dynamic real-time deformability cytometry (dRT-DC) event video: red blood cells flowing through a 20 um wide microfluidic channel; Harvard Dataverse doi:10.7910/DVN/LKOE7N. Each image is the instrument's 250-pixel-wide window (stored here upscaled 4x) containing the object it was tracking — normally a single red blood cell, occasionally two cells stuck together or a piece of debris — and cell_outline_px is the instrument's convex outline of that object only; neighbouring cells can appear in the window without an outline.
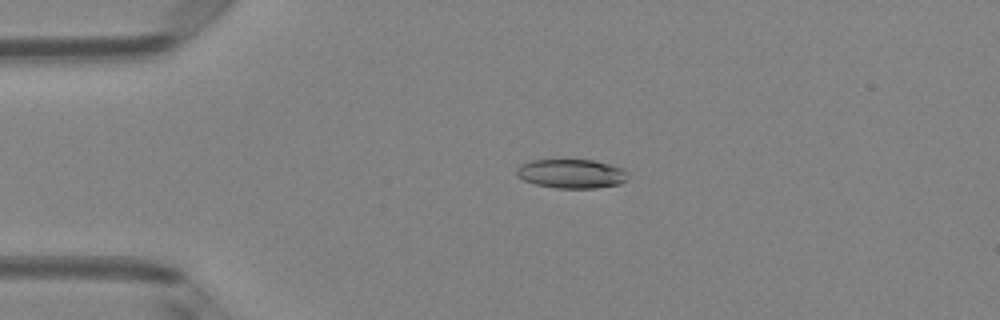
{"species": "Egyptian fruit bat (a non-hibernating species)", "species_latin": "Rousettus aegyptiacus", "temperature_condition": "room temperature", "stored_images_in_passage": 45, "camera_frame_rate_fps": 3000, "um_per_image_px": 0.085, "animal": {"sex": "female"}, "frame": {"image": 1, "passage_image": 6, "time_ms": 1.667, "image_size_px": [1000, 320], "cell_outline_px": [[628, 180], [620, 184], [596, 188], [556, 188], [536, 184], [524, 180], [516, 176], [516, 168], [520, 164], [532, 160], [592, 160], [624, 168], [628, 172]], "centroid_in_image_um": [48.59, 14.77], "position_along_channel_um": 36.4, "area_um2": 19.02}}
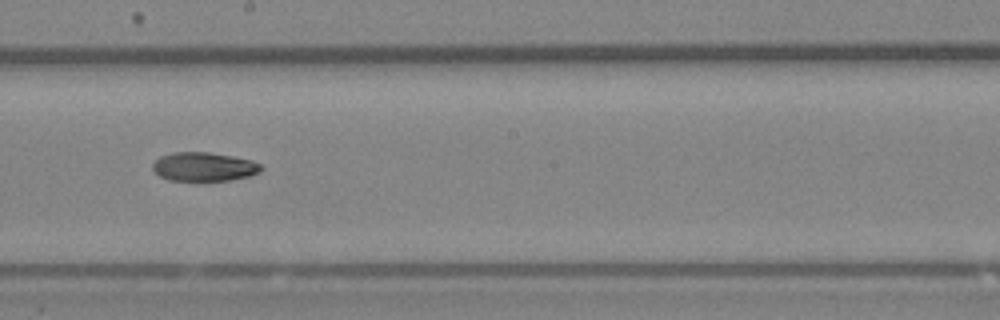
{"frame": {"image": 2, "passage_image": 23, "time_ms": 7.333, "image_size_px": [1000, 320], "cell_outline_px": [[264, 168], [260, 172], [248, 176], [228, 180], [168, 180], [160, 176], [152, 168], [152, 164], [160, 156], [172, 152], [208, 152], [232, 156], [252, 160], [260, 164]], "centroid_in_image_um": [17.33, 14.16], "position_along_channel_um": 230.9, "area_um2": 18.15}}
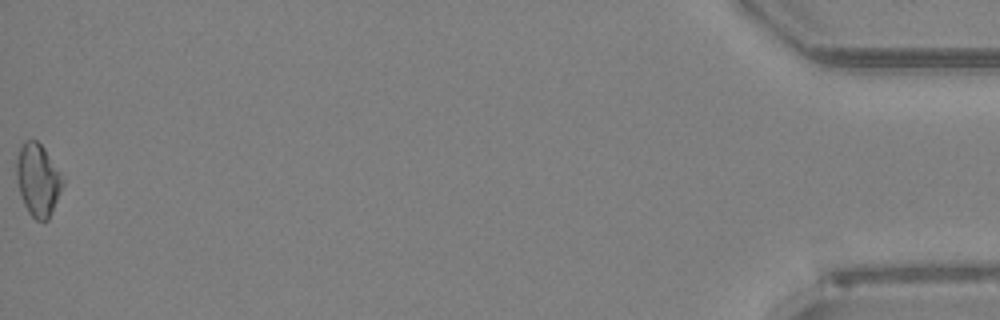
{"frame": {"image": 3, "passage_image": 45, "time_ms": 14.667, "image_size_px": [1000, 320], "cell_outline_px": [[64, 184], [52, 212], [48, 220], [36, 220], [28, 212], [24, 204], [16, 180], [16, 156], [24, 140], [36, 140], [44, 148], [60, 172], [64, 180]], "centroid_in_image_um": [3.21, 15.28], "position_along_channel_um": 432.0, "area_um2": 19.48}, "authors_computed_cell_mechanics": {"area_um2": 18.9006, "velocity_mm_per_s": 4.0875, "shape_relaxation_time_tau1_ms": null, "shape_relaxation_time_tau2_ms": 5.6879, "deformation_change_tau1": null, "deformation_change_tau2": 0.121}}